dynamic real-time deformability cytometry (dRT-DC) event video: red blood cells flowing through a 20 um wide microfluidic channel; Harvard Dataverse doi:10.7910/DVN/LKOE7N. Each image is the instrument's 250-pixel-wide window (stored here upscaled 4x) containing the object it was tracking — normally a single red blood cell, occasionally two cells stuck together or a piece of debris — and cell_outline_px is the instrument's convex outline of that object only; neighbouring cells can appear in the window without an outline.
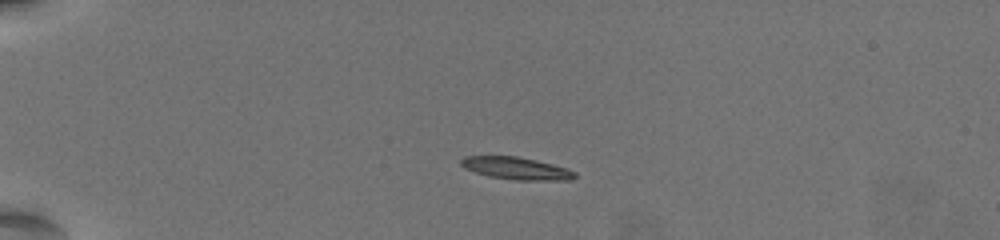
{"species": "common noctule bat (a hibernating species)", "species_latin": "Nyctalus noctula", "temperature_condition": "warm", "stored_images_in_passage": 46, "camera_frame_rate_fps": 3000, "um_per_image_px": 0.085, "animal": {"sex": "female", "body_mass_g": 19.5, "forearm_length_mm": 54.1}, "frame": {"image": 1, "passage_image": 1, "time_ms": 0.0, "image_size_px": [1000, 240], "cell_outline_px": [[576, 176], [572, 180], [512, 180], [488, 176], [464, 168], [460, 164], [460, 160], [464, 156], [516, 156], [536, 160], [568, 168], [576, 172]], "centroid_in_image_um": [43.9, 14.31], "position_along_channel_um": 41.1, "area_um2": 14.91}}
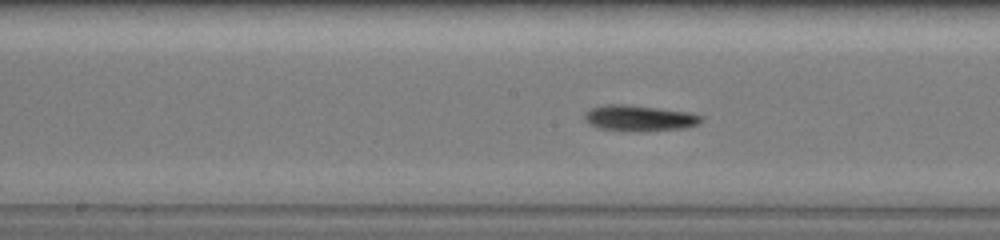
{"frame": {"image": 2, "passage_image": 19, "time_ms": 6.0, "image_size_px": [1000, 240], "cell_outline_px": [[704, 120], [700, 124], [684, 128], [644, 132], [624, 132], [596, 128], [588, 124], [584, 120], [584, 112], [588, 108], [608, 104], [620, 104], [656, 108], [688, 112], [704, 116]], "centroid_in_image_um": [54.3, 10.07], "position_along_channel_um": 193.9, "area_um2": 18.15}}
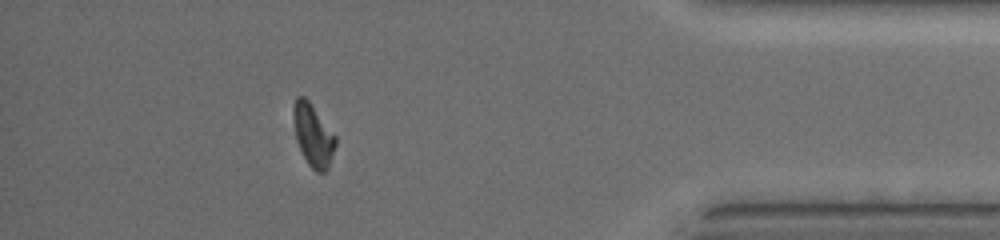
{"frame": {"image": 3, "passage_image": 40, "time_ms": 13.0, "image_size_px": [1000, 240], "cell_outline_px": [[336, 144], [328, 168], [324, 172], [316, 172], [308, 164], [300, 148], [296, 136], [292, 116], [292, 108], [296, 96], [304, 96], [308, 100], [336, 136]], "centroid_in_image_um": [26.6, 11.47], "position_along_channel_um": 408.6, "area_um2": 15.14}, "authors_computed_cell_mechanics": {"area_um2": 16.0395, "velocity_mm_per_s": 3.5531, "shape_relaxation_time_tau1_ms": 7.751, "shape_relaxation_time_tau2_ms": 7.6536, "deformation_change_tau1": 0.2217, "deformation_change_tau2": 0.1364}}